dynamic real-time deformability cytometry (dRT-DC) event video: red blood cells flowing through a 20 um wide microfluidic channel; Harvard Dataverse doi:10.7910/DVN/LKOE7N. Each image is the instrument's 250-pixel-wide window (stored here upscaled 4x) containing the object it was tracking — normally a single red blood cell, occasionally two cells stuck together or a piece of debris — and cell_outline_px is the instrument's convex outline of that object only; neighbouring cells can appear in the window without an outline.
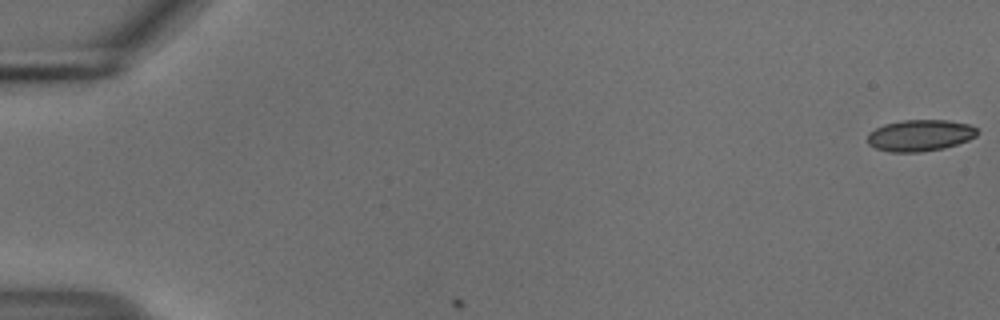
{"species": "common noctule bat (a hibernating species)", "species_latin": "Nyctalus noctula", "temperature_condition": "cold", "stored_images_in_passage": 5, "camera_frame_rate_fps": 3000, "um_per_image_px": 0.085, "animal": {"sex": "male", "body_mass_g": 18.8}, "frame": {"image": 1, "passage_image": 1, "time_ms": 0.0, "image_size_px": [1000, 320], "cell_outline_px": [[980, 132], [976, 136], [968, 140], [944, 148], [920, 152], [888, 152], [876, 148], [868, 144], [868, 132], [884, 124], [904, 120], [948, 120], [968, 124], [976, 128]], "centroid_in_image_um": [78.2, 11.51], "position_along_channel_um": 6.8, "area_um2": 20.17}}